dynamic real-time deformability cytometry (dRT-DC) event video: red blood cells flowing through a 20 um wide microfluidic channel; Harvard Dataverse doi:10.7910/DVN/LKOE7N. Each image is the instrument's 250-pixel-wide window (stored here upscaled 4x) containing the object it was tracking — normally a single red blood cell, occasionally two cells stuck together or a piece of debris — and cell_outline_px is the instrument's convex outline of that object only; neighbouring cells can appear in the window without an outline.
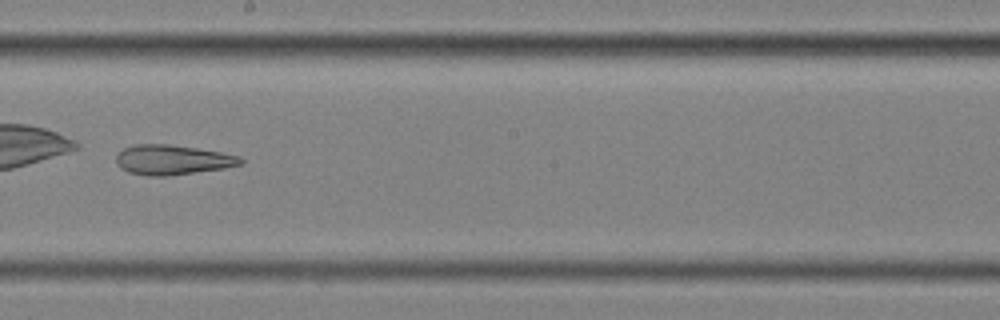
{"species": "common noctule bat (a hibernating species)", "species_latin": "Nyctalus noctula", "temperature_condition": "cold", "stored_images_in_passage": 55, "camera_frame_rate_fps": 3000, "um_per_image_px": 0.085, "animal": {"sex": "female", "body_mass_g": 25.1}, "frame": {"image": 1, "passage_image": 32, "time_ms": 10.333, "image_size_px": [1000, 320], "cell_outline_px": [[244, 164], [224, 168], [168, 176], [148, 176], [128, 172], [120, 168], [116, 164], [116, 156], [124, 148], [136, 144], [168, 144], [196, 148], [220, 152], [240, 156], [244, 160]], "centroid_in_image_um": [14.66, 13.59], "position_along_channel_um": 233.5, "area_um2": 21.68}}